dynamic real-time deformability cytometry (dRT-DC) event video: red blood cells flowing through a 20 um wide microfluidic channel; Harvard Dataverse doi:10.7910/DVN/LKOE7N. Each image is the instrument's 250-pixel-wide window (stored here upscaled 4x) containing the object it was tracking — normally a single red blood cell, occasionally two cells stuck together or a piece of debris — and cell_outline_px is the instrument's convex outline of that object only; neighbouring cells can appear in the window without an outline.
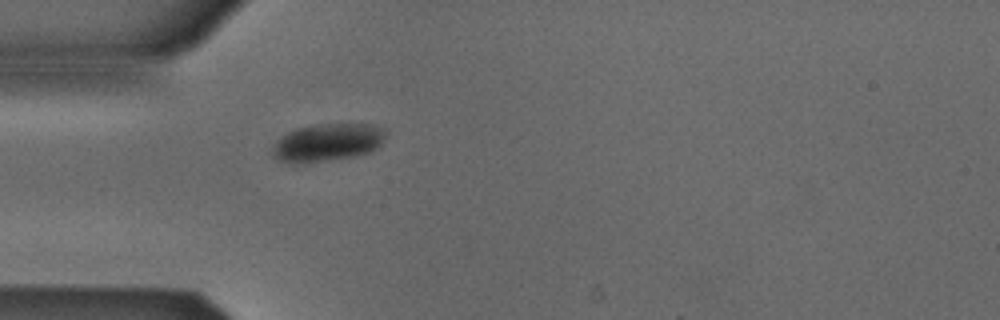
{"species": "Egyptian fruit bat (a non-hibernating species)", "species_latin": "Rousettus aegyptiacus", "temperature_condition": "cold", "stored_images_in_passage": 5, "camera_frame_rate_fps": 3000, "um_per_image_px": 0.085, "animal": {"sex": "male"}, "frame": {"image": 1, "passage_image": 5, "time_ms": 1.333, "image_size_px": [1000, 320], "cell_outline_px": [[384, 136], [380, 144], [372, 152], [356, 156], [308, 164], [292, 164], [276, 160], [272, 156], [272, 144], [280, 136], [296, 128], [316, 124], [372, 124], [380, 128], [384, 132]], "centroid_in_image_um": [27.74, 12.14], "position_along_channel_um": 57.3, "area_um2": 25.37}}